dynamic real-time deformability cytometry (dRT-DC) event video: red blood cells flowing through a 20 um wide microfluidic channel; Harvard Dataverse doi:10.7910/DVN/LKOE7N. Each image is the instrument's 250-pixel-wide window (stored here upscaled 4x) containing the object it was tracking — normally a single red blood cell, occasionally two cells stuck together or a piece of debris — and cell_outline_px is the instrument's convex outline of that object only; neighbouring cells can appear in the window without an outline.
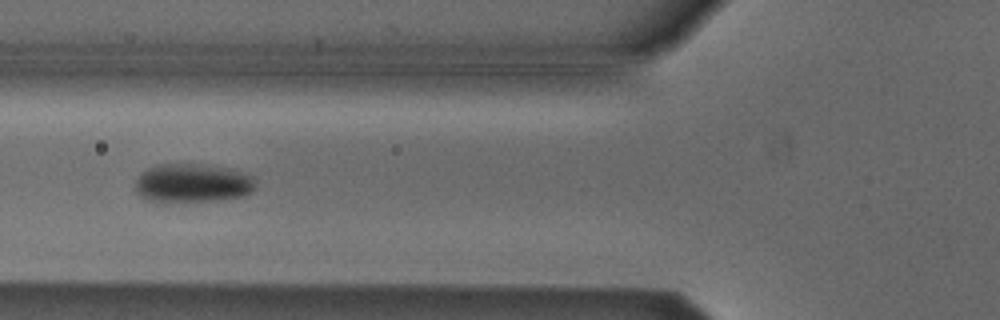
{"species": "Egyptian fruit bat (a non-hibernating species)", "species_latin": "Rousettus aegyptiacus", "temperature_condition": "cold", "stored_images_in_passage": 6, "camera_frame_rate_fps": 3000, "um_per_image_px": 0.085, "animal": {"sex": "male"}, "frame": {"image": 1, "passage_image": 6, "time_ms": 6.0, "image_size_px": [1000, 320], "cell_outline_px": [[256, 188], [252, 192], [244, 196], [216, 200], [164, 204], [140, 196], [136, 192], [136, 180], [140, 172], [148, 168], [160, 164], [196, 164], [232, 168], [252, 176], [256, 180]], "centroid_in_image_um": [16.37, 15.59], "position_along_channel_um": 109.4, "area_um2": 27.8}}